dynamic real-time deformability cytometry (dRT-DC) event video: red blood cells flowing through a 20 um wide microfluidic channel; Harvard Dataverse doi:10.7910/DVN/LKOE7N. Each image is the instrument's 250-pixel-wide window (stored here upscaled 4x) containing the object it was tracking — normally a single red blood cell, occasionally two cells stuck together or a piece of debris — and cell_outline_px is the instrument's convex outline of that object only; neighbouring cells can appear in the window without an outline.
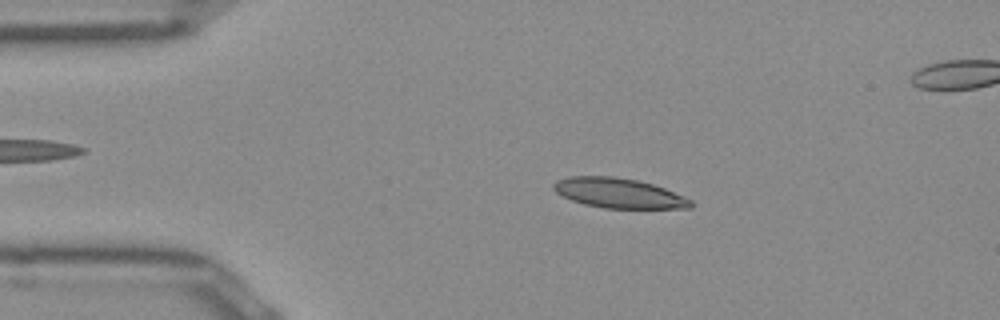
{"species": "Egyptian fruit bat (a non-hibernating species)", "species_latin": "Rousettus aegyptiacus", "temperature_condition": "room temperature", "stored_images_in_passage": 51, "segment_of_instrument_passage": [1, 2], "camera_frame_rate_fps": 3000, "um_per_image_px": 0.085, "frame": {"image": 1, "passage_image": 9, "time_ms": 2.667, "image_size_px": [1000, 320], "cell_outline_px": [[692, 208], [604, 208], [584, 204], [572, 200], [556, 192], [552, 188], [552, 184], [556, 180], [568, 176], [612, 176], [636, 180], [652, 184], [664, 188], [692, 200]], "centroid_in_image_um": [52.56, 16.41], "position_along_channel_um": 32.4, "area_um2": 23.76}}
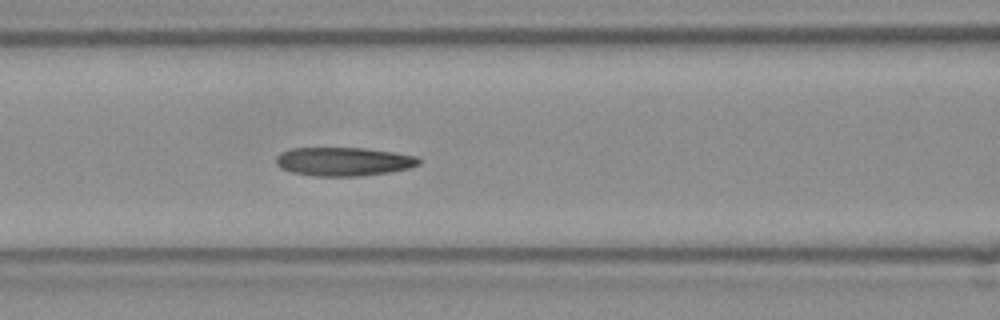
{"frame": {"image": 2, "passage_image": 20, "time_ms": 6.333, "image_size_px": [1000, 320], "cell_outline_px": [[420, 164], [408, 168], [392, 172], [360, 176], [312, 176], [292, 172], [280, 168], [276, 164], [276, 156], [280, 152], [292, 148], [364, 148], [392, 152], [416, 156], [420, 160]], "centroid_in_image_um": [29.18, 13.73], "position_along_channel_um": 137.4, "area_um2": 23.93}}
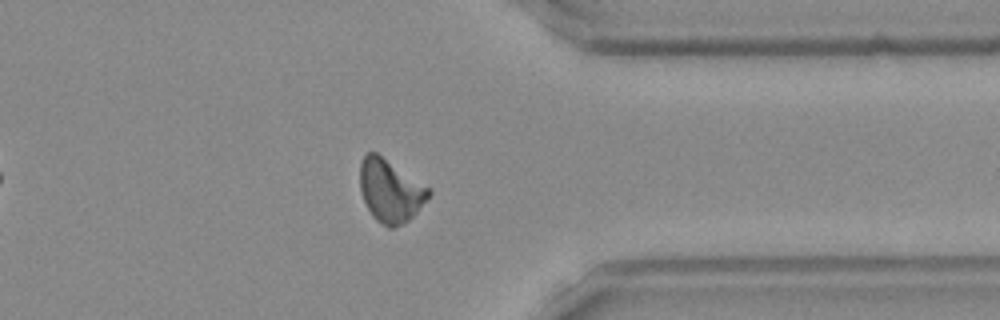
{"frame": {"image": 3, "passage_image": 39, "time_ms": 12.667, "image_size_px": [1000, 320], "cell_outline_px": [[432, 192], [416, 212], [408, 220], [392, 228], [388, 228], [376, 220], [372, 216], [364, 200], [360, 188], [360, 164], [364, 156], [368, 152], [376, 152], [428, 188]], "centroid_in_image_um": [33.14, 16.22], "position_along_channel_um": 378.3, "area_um2": 24.45}}